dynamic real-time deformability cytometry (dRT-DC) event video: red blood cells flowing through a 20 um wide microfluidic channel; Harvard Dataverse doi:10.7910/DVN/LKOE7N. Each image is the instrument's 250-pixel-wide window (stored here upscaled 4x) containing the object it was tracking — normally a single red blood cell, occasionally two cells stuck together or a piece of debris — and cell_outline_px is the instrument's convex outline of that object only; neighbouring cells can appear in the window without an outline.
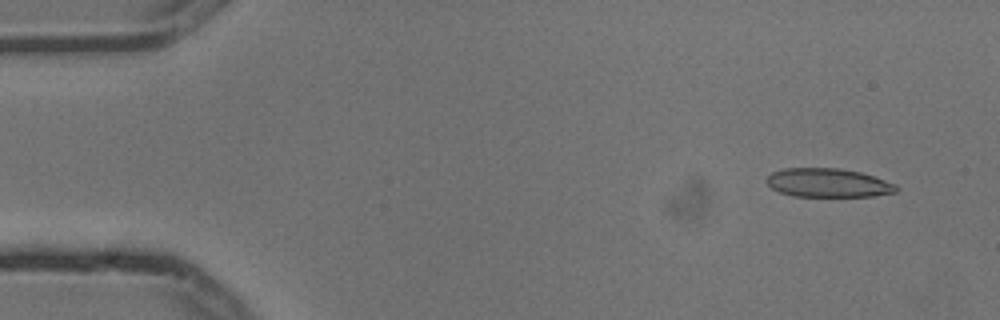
{"species": "common noctule bat (a hibernating species)", "species_latin": "Nyctalus noctula", "temperature_condition": "cold", "stored_images_in_passage": 5, "camera_frame_rate_fps": 3000, "um_per_image_px": 0.085, "animal": {"sex": "male", "body_mass_g": 13.3}, "frame": {"image": 1, "passage_image": 2, "time_ms": 0.333, "image_size_px": [1000, 320], "cell_outline_px": [[896, 192], [876, 196], [792, 196], [780, 192], [772, 188], [764, 180], [772, 172], [784, 168], [840, 168], [860, 172], [896, 184]], "centroid_in_image_um": [70.36, 15.54], "position_along_channel_um": 14.6, "area_um2": 21.68}}
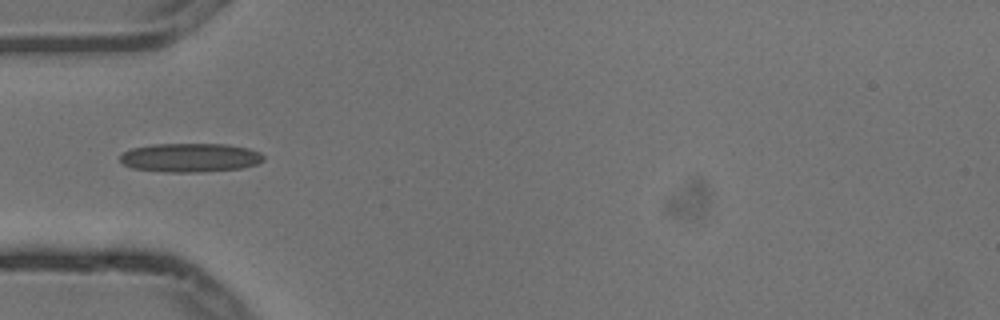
{"frame": {"image": 2, "passage_image": 5, "time_ms": 1.333, "image_size_px": [1000, 320], "cell_outline_px": [[264, 160], [256, 164], [240, 168], [196, 172], [164, 172], [132, 168], [124, 164], [120, 160], [120, 156], [124, 152], [132, 148], [152, 144], [224, 144], [248, 148], [260, 152], [264, 156]], "centroid_in_image_um": [16.16, 13.39], "position_along_channel_um": 68.8, "area_um2": 24.04}}